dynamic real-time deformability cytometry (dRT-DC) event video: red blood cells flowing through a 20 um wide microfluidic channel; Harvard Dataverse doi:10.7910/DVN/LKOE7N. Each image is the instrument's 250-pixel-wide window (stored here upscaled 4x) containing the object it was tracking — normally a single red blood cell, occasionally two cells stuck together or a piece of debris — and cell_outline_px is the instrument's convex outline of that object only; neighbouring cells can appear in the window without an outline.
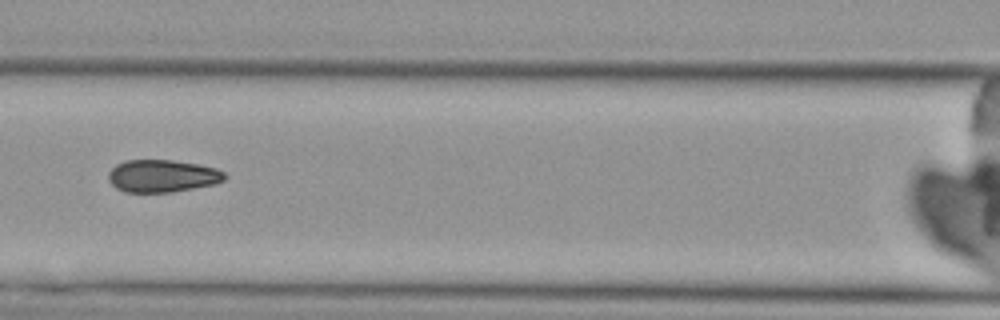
{"species": "Egyptian fruit bat (a non-hibernating species)", "species_latin": "Rousettus aegyptiacus", "temperature_condition": "cold", "stored_images_in_passage": 3, "camera_frame_rate_fps": 3000, "um_per_image_px": 0.085, "animal": {"sex": "female"}, "frame": {"image": 1, "passage_image": 3, "time_ms": 2.333, "image_size_px": [1000, 320], "cell_outline_px": [[228, 176], [224, 180], [216, 184], [172, 192], [124, 192], [116, 188], [108, 180], [108, 172], [116, 164], [124, 160], [172, 160], [196, 164], [216, 168], [224, 172]], "centroid_in_image_um": [13.79, 14.96], "position_along_channel_um": 152.8, "area_um2": 22.14}}